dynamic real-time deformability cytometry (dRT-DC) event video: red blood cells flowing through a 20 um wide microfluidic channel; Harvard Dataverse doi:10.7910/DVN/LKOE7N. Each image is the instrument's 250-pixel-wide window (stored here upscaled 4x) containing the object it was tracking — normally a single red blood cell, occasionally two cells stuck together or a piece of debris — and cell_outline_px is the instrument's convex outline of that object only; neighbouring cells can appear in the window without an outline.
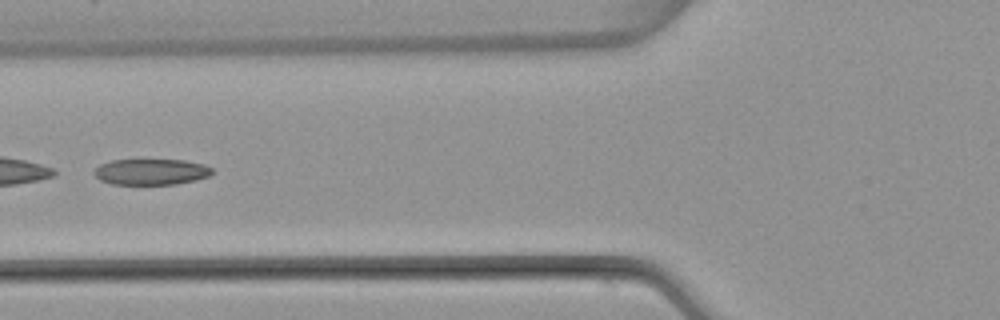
{"species": "common noctule bat (a hibernating species)", "species_latin": "Nyctalus noctula", "temperature_condition": "warm", "stored_images_in_passage": 4, "camera_frame_rate_fps": 3000, "um_per_image_px": 0.085, "animal": {"sex": "female", "body_mass_g": 22.7, "forearm_length_mm": 54.2}, "frame": {"image": 1, "passage_image": 4, "time_ms": 3.667, "image_size_px": [1000, 320], "cell_outline_px": [[212, 172], [208, 176], [196, 180], [176, 184], [112, 184], [100, 180], [92, 172], [100, 164], [108, 160], [184, 160], [204, 164], [212, 168]], "centroid_in_image_um": [12.82, 14.6], "position_along_channel_um": 113.0, "area_um2": 17.86}}